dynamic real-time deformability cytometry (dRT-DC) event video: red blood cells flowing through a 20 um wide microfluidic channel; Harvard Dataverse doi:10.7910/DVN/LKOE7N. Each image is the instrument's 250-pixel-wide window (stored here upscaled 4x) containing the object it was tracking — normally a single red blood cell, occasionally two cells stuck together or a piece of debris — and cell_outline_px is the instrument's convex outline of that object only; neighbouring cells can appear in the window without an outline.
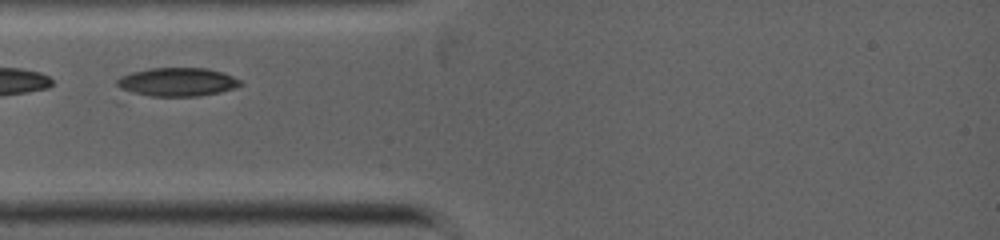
{"species": "common noctule bat (a hibernating species)", "species_latin": "Nyctalus noctula", "temperature_condition": "warm", "stored_images_in_passage": 3, "camera_frame_rate_fps": 5000, "um_per_image_px": 0.085, "animal": {"sex": "female", "body_mass_g": 19.0, "forearm_length_mm": 53.3}, "frame": {"image": 1, "passage_image": 1, "time_ms": 0.0, "image_size_px": [1000, 240], "cell_outline_px": [[244, 84], [236, 88], [220, 92], [200, 96], [124, 96], [116, 84], [116, 80], [120, 76], [132, 72], [152, 68], [208, 68], [232, 76], [240, 80]], "centroid_in_image_um": [14.95, 7.0], "position_along_channel_um": 70.0, "area_um2": 21.21}}